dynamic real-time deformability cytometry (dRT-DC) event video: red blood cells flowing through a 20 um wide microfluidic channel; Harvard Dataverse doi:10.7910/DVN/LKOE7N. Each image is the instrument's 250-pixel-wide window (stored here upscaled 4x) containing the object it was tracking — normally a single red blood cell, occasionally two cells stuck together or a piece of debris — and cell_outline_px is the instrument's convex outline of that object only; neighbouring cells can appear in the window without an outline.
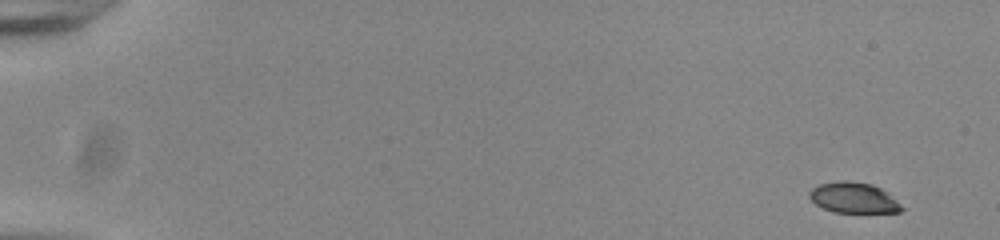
{"species": "common noctule bat (a hibernating species)", "species_latin": "Nyctalus noctula", "temperature_condition": "room temperature", "stored_images_in_passage": 20, "camera_frame_rate_fps": 3000, "um_per_image_px": 0.085, "animal": {"sex": "male", "body_mass_g": 20.0, "forearm_length_mm": 53.3}, "frame": {"image": 1, "passage_image": 3, "time_ms": 0.667, "image_size_px": [1000, 240], "cell_outline_px": [[908, 208], [900, 212], [832, 212], [816, 204], [808, 196], [808, 192], [812, 188], [820, 184], [840, 180], [844, 180], [872, 184], [888, 192]], "centroid_in_image_um": [72.62, 16.81], "position_along_channel_um": 12.4, "area_um2": 16.7}}
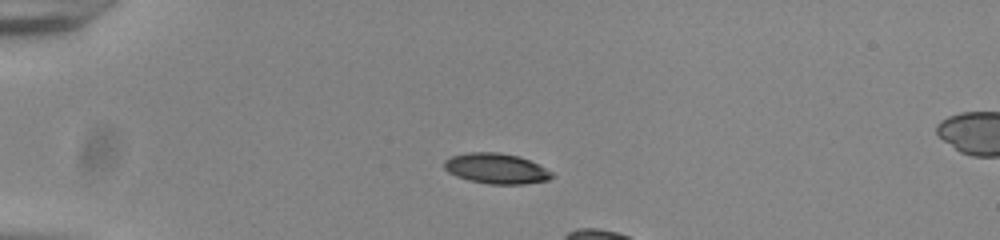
{"frame": {"image": 2, "passage_image": 15, "time_ms": 4.667, "image_size_px": [1000, 240], "cell_outline_px": [[556, 176], [548, 180], [524, 184], [488, 184], [468, 180], [456, 176], [448, 172], [444, 168], [444, 160], [452, 156], [468, 152], [496, 152], [520, 156], [552, 172]], "centroid_in_image_um": [42.17, 14.33], "position_along_channel_um": 42.8, "area_um2": 19.07}}